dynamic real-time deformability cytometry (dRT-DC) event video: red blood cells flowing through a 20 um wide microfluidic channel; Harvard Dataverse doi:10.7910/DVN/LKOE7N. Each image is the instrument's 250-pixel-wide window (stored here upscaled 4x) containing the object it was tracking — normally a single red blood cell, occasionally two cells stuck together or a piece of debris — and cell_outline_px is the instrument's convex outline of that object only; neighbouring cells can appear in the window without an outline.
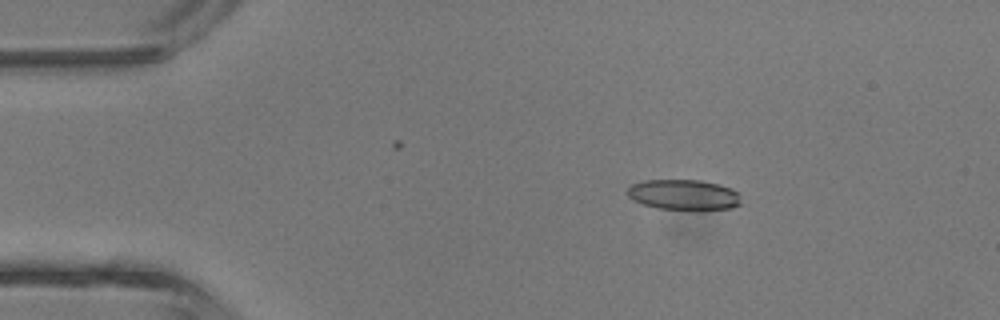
{"species": "common noctule bat (a hibernating species)", "species_latin": "Nyctalus noctula", "temperature_condition": "room temperature", "stored_images_in_passage": 32, "camera_frame_rate_fps": 3000, "um_per_image_px": 0.085, "animal": {"sex": "male", "body_mass_g": 13.3}, "frame": {"image": 1, "passage_image": 1, "time_ms": 0.0, "image_size_px": [1000, 320], "cell_outline_px": [[740, 204], [732, 208], [700, 212], [656, 208], [632, 200], [628, 196], [628, 188], [632, 184], [644, 180], [700, 180], [720, 184], [732, 188], [736, 192]], "centroid_in_image_um": [58.13, 16.59], "position_along_channel_um": 26.9, "area_um2": 20.69}}
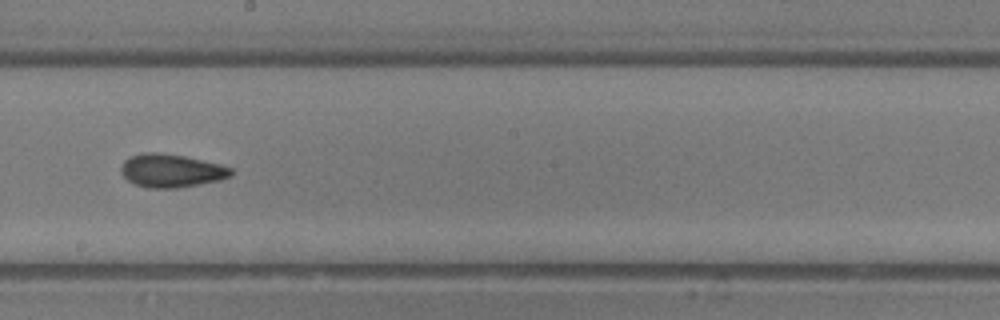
{"frame": {"image": 2, "passage_image": 18, "time_ms": 5.667, "image_size_px": [1000, 320], "cell_outline_px": [[232, 176], [220, 180], [200, 184], [176, 188], [148, 188], [132, 184], [120, 172], [120, 168], [124, 160], [128, 156], [144, 152], [156, 152], [184, 156], [220, 164], [232, 168]], "centroid_in_image_um": [14.53, 14.51], "position_along_channel_um": 233.7, "area_um2": 21.5}}
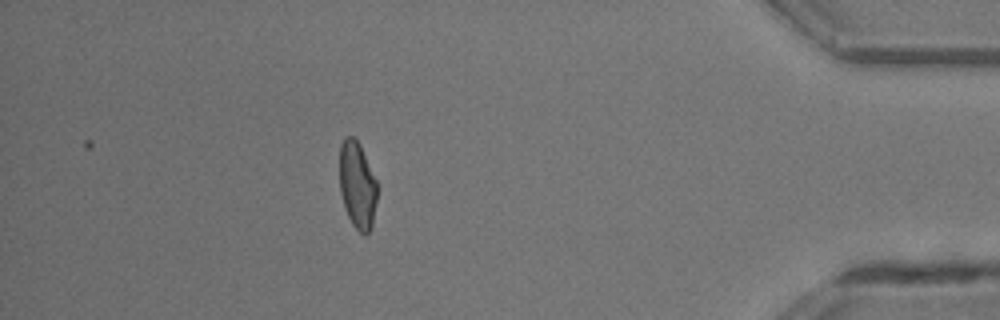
{"frame": {"image": 3, "passage_image": 32, "time_ms": 10.333, "image_size_px": [1000, 320], "cell_outline_px": [[380, 184], [372, 228], [364, 236], [352, 224], [344, 208], [340, 192], [340, 144], [344, 136], [352, 136], [360, 144]], "centroid_in_image_um": [30.41, 15.74], "position_along_channel_um": 404.8, "area_um2": 19.83}, "authors_computed_cell_mechanics": {"area_um2": 20.6346, "velocity_mm_per_s": 4.7494, "shape_relaxation_time_tau1_ms": 10.0875, "shape_relaxation_time_tau2_ms": 3.4343, "deformation_change_tau1": 0.242, "deformation_change_tau2": 0.116}}